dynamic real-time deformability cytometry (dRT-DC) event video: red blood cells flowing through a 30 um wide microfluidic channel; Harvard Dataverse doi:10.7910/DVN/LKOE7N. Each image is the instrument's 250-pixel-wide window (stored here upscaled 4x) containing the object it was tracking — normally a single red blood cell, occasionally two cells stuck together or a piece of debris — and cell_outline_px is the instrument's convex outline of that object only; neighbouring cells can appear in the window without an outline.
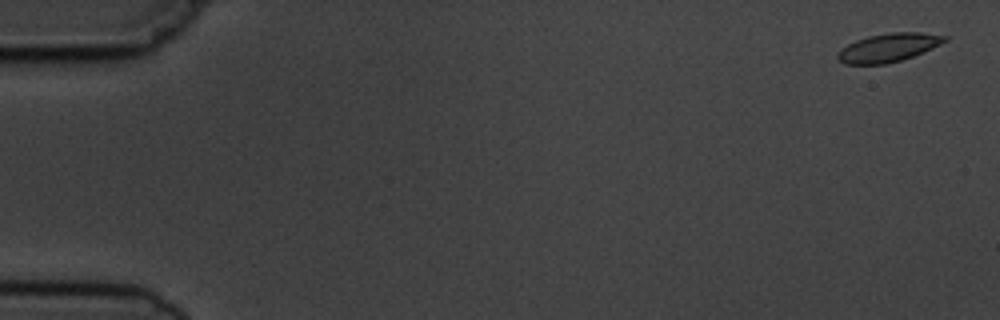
{"species": "common noctule bat (a hibernating species)", "species_latin": "Nyctalus noctula", "temperature_condition": "cold", "stored_images_in_passage": 5, "camera_frame_rate_fps": 3000, "um_per_image_px": 0.085, "animal": {"sex": "male", "body_mass_g": 19.5, "forearm_length_mm": 54.6}, "frame": {"image": 1, "passage_image": 1, "time_ms": 0.0, "image_size_px": [1000, 320], "cell_outline_px": [[948, 40], [932, 48], [912, 56], [900, 60], [884, 64], [844, 64], [836, 56], [840, 48], [856, 40], [868, 36], [892, 32], [920, 32], [948, 36]], "centroid_in_image_um": [75.5, 4.04], "position_along_channel_um": 9.5, "area_um2": 17.63}}
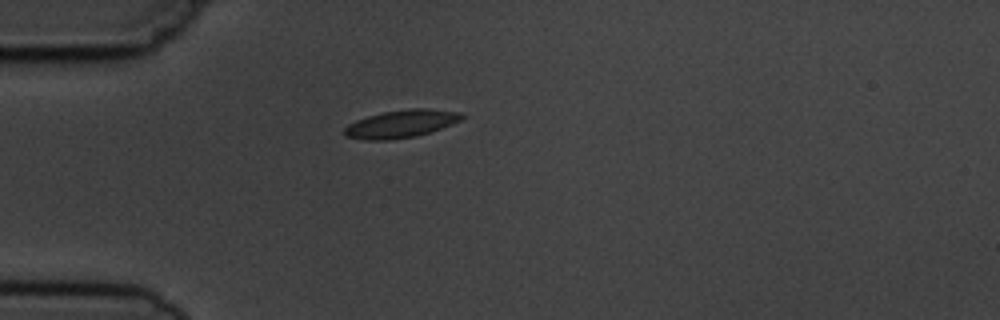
{"frame": {"image": 2, "passage_image": 5, "time_ms": 4.667, "image_size_px": [1000, 320], "cell_outline_px": [[464, 116], [460, 120], [452, 124], [416, 136], [388, 140], [368, 140], [344, 136], [344, 128], [348, 124], [356, 120], [368, 116], [384, 112], [408, 108], [428, 108], [460, 112]], "centroid_in_image_um": [34.07, 10.52], "position_along_channel_um": 50.9, "area_um2": 18.84}}